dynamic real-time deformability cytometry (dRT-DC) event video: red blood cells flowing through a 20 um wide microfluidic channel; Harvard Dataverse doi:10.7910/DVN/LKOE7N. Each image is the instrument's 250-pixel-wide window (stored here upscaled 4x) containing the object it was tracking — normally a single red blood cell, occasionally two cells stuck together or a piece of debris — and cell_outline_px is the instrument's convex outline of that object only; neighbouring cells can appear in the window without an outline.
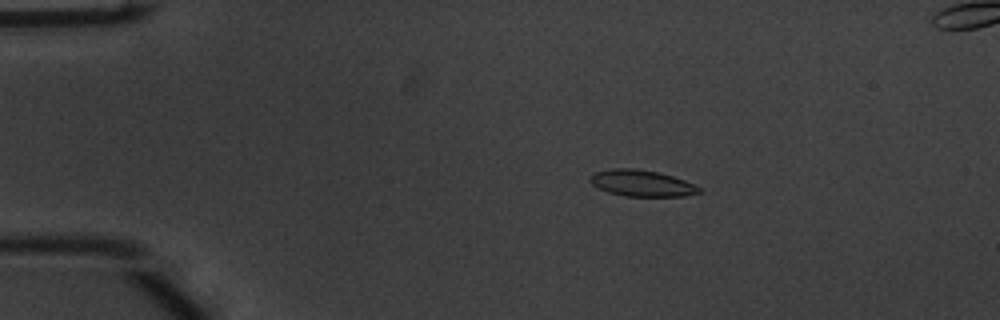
{"species": "common noctule bat (a hibernating species)", "species_latin": "Nyctalus noctula", "temperature_condition": "warm", "stored_images_in_passage": 55, "camera_frame_rate_fps": 3000, "um_per_image_px": 0.085, "animal": {"sex": "male", "body_mass_g": 20.1, "forearm_length_mm": 53.5}, "frame": {"image": 1, "passage_image": 11, "time_ms": 3.333, "image_size_px": [1000, 320], "cell_outline_px": [[704, 192], [684, 196], [624, 196], [608, 192], [592, 184], [588, 180], [596, 172], [612, 168], [636, 168], [656, 172], [672, 176], [684, 180], [700, 188]], "centroid_in_image_um": [54.55, 15.58], "position_along_channel_um": 30.4, "area_um2": 16.59}}
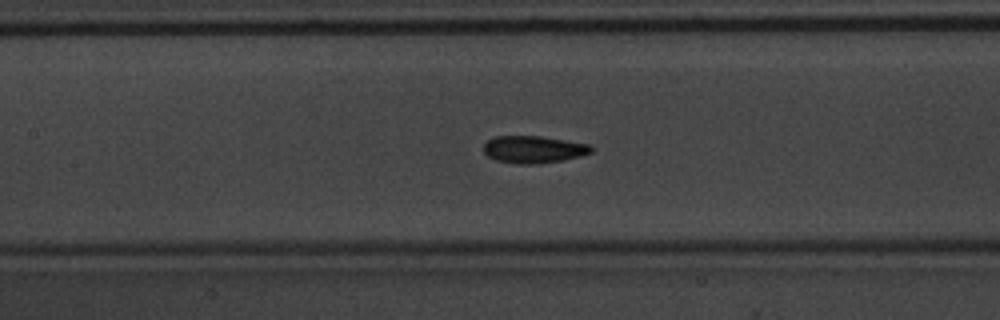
{"frame": {"image": 2, "passage_image": 26, "time_ms": 8.333, "image_size_px": [1000, 320], "cell_outline_px": [[592, 152], [580, 156], [564, 160], [540, 164], [516, 164], [496, 160], [488, 156], [484, 152], [484, 144], [488, 140], [496, 136], [540, 136], [592, 144]], "centroid_in_image_um": [45.38, 12.7], "position_along_channel_um": 162.0, "area_um2": 17.22}}
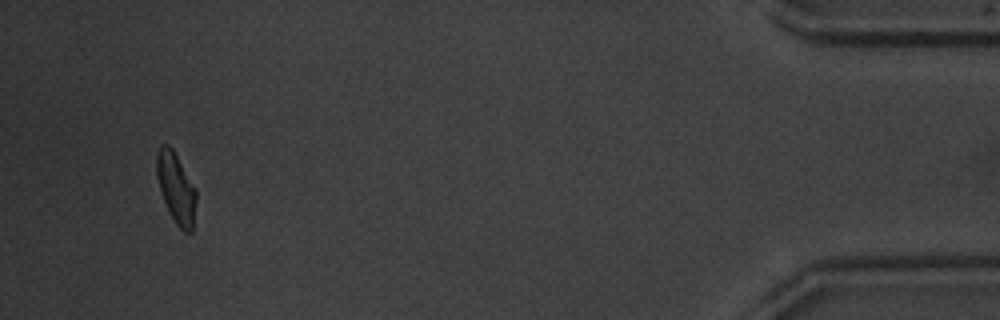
{"frame": {"image": 3, "passage_image": 52, "time_ms": 17.0, "image_size_px": [1000, 320], "cell_outline_px": [[196, 200], [192, 232], [184, 232], [176, 224], [168, 212], [156, 176], [156, 152], [160, 144], [168, 144], [172, 148], [196, 188]], "centroid_in_image_um": [14.95, 15.96], "position_along_channel_um": 420.2, "area_um2": 16.3}}